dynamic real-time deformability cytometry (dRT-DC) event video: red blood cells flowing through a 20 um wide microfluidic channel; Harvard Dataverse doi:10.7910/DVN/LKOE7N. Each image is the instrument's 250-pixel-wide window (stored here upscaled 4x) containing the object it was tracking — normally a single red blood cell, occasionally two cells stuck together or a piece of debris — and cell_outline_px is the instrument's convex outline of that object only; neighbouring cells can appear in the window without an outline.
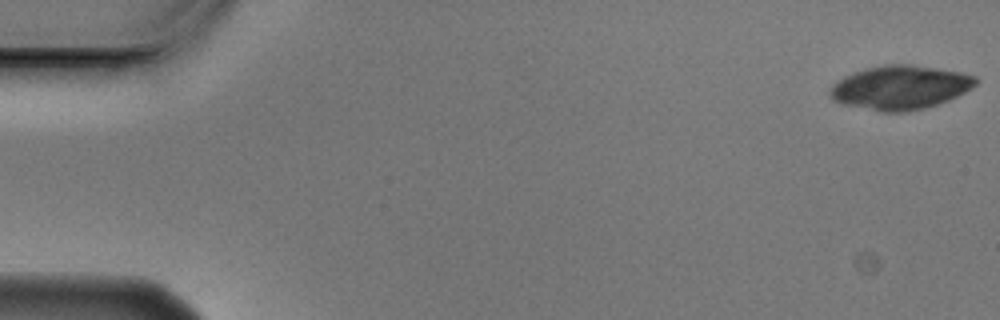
{"species": "Egyptian fruit bat (a non-hibernating species)", "species_latin": "Rousettus aegyptiacus", "temperature_condition": "cold", "stored_images_in_passage": 8, "camera_frame_rate_fps": 3000, "um_per_image_px": 0.085, "animal": {"sex": "male"}, "frame": {"image": 1, "passage_image": 1, "time_ms": 0.0, "image_size_px": [1000, 320], "cell_outline_px": [[980, 80], [972, 88], [948, 100], [924, 108], [908, 112], [880, 112], [844, 104], [832, 100], [828, 92], [832, 84], [844, 76], [864, 68], [884, 64], [912, 64], [960, 72], [976, 76]], "centroid_in_image_um": [76.5, 7.43], "position_along_channel_um": 8.5, "area_um2": 37.51}}
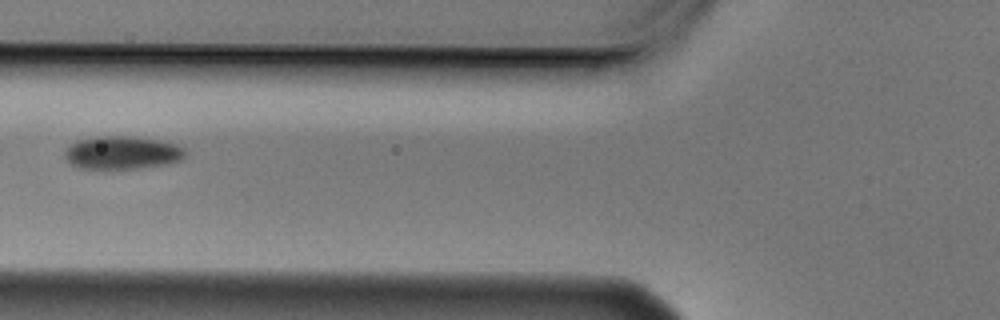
{"frame": {"image": 2, "passage_image": 6, "time_ms": 1.667, "image_size_px": [1000, 320], "cell_outline_px": [[188, 152], [180, 160], [164, 164], [136, 168], [80, 168], [72, 164], [64, 156], [64, 148], [76, 140], [96, 136], [136, 136], [160, 140], [176, 144], [184, 148]], "centroid_in_image_um": [10.37, 12.95], "position_along_channel_um": 115.4, "area_um2": 23.29}}
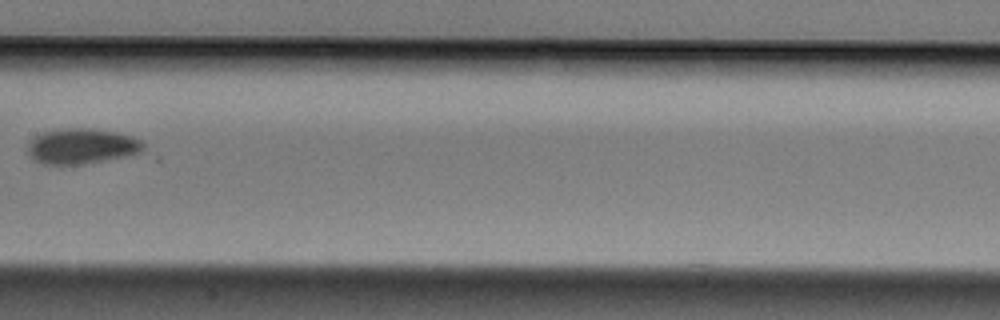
{"frame": {"image": 3, "passage_image": 8, "time_ms": 2.333, "image_size_px": [1000, 320], "cell_outline_px": [[144, 148], [140, 152], [124, 156], [84, 164], [44, 164], [36, 160], [28, 152], [28, 140], [40, 132], [60, 128], [92, 128], [116, 132], [132, 136], [140, 140], [144, 144]], "centroid_in_image_um": [6.91, 12.4], "position_along_channel_um": 200.5, "area_um2": 23.87}}